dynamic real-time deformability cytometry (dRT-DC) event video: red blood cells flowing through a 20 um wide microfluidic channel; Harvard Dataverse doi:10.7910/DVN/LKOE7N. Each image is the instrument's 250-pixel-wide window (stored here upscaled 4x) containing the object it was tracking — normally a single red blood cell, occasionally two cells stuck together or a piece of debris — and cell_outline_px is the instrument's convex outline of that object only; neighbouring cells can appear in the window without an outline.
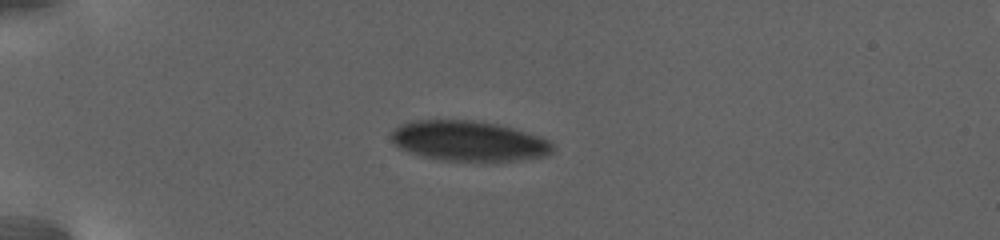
{"species": "human", "species_latin": "Homo sapiens", "temperature_condition": "warm", "stored_images_in_passage": 58, "camera_frame_rate_fps": 3000, "um_per_image_px": 0.085, "donor": {"sex": "female"}, "frame": {"image": 1, "passage_image": 1, "time_ms": 0.0, "image_size_px": [1000, 240], "cell_outline_px": [[556, 148], [552, 152], [544, 156], [512, 160], [444, 160], [424, 156], [400, 148], [392, 140], [392, 132], [396, 128], [412, 120], [472, 120], [496, 124], [512, 128], [540, 136], [548, 140]], "centroid_in_image_um": [39.87, 11.97], "position_along_channel_um": 45.1, "area_um2": 37.05}}
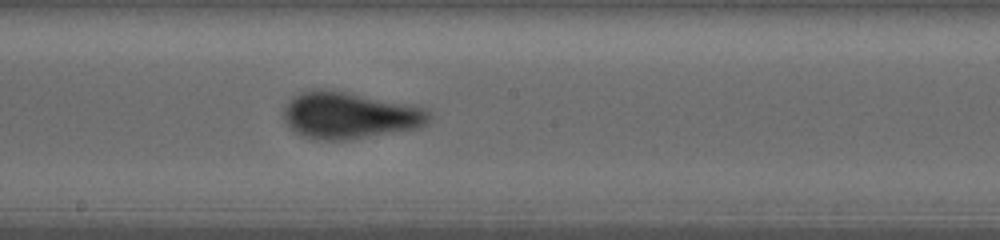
{"frame": {"image": 2, "passage_image": 23, "time_ms": 8.0, "image_size_px": [1000, 240], "cell_outline_px": [[432, 116], [428, 124], [420, 128], [348, 140], [312, 140], [300, 136], [284, 120], [284, 112], [288, 104], [300, 92], [312, 88], [320, 88], [344, 92], [424, 108]], "centroid_in_image_um": [29.71, 9.84], "position_along_channel_um": 218.5, "area_um2": 39.25}}
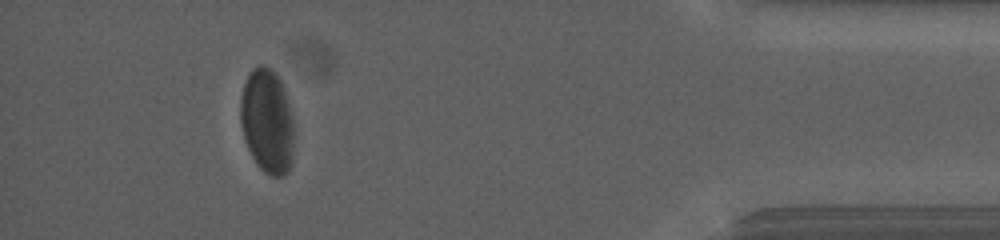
{"frame": {"image": 3, "passage_image": 49, "time_ms": 17.0, "image_size_px": [1000, 240], "cell_outline_px": [[292, 164], [288, 172], [284, 176], [268, 176], [260, 168], [252, 156], [244, 140], [240, 120], [240, 96], [244, 84], [252, 68], [260, 64], [264, 64], [272, 68], [280, 80], [284, 88], [288, 100], [292, 116]], "centroid_in_image_um": [22.69, 10.29], "position_along_channel_um": 412.5, "area_um2": 32.83}}